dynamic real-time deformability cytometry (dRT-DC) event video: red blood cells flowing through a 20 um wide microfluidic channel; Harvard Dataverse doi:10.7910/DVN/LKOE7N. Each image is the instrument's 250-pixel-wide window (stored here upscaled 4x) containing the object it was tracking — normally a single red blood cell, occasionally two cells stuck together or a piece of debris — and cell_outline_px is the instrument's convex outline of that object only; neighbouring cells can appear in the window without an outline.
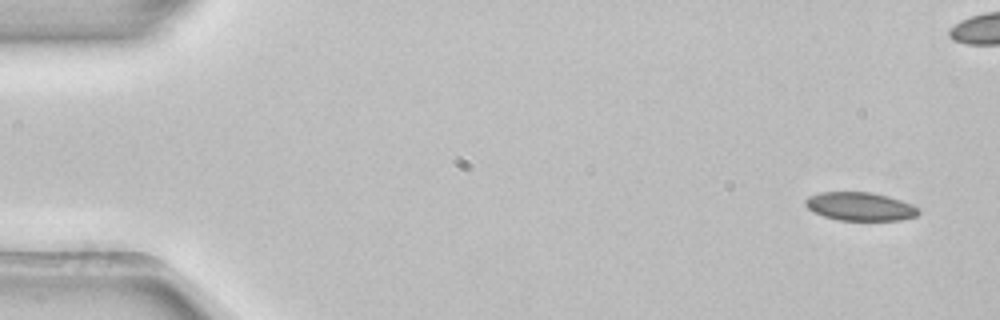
{"species": "common noctule bat (a hibernating species)", "species_latin": "Nyctalus noctula", "temperature_condition": "room temperature", "stored_images_in_passage": 5, "camera_frame_rate_fps": 3000, "um_per_image_px": 0.085, "animal": {"sex": "female", "body_mass_g": 22.7, "forearm_length_mm": 54.2}, "frame": {"image": 1, "passage_image": 1, "time_ms": 0.0, "image_size_px": [1000, 320], "cell_outline_px": [[920, 212], [916, 216], [900, 220], [836, 220], [812, 212], [804, 204], [804, 200], [808, 196], [820, 192], [872, 192], [888, 196], [912, 204], [920, 208]], "centroid_in_image_um": [73.09, 17.55], "position_along_channel_um": 11.9, "area_um2": 18.9}}
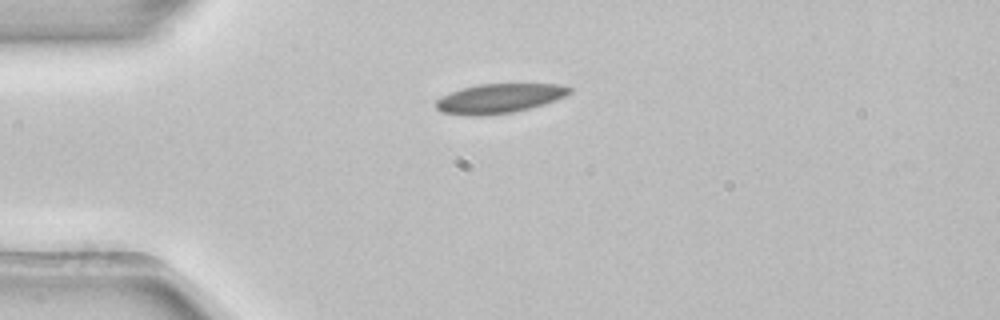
{"frame": {"image": 2, "passage_image": 5, "time_ms": 1.333, "image_size_px": [1000, 320], "cell_outline_px": [[572, 92], [564, 96], [544, 104], [512, 112], [484, 116], [468, 116], [440, 112], [436, 108], [436, 100], [452, 92], [476, 84], [560, 84], [572, 88]], "centroid_in_image_um": [42.43, 8.37], "position_along_channel_um": 42.6, "area_um2": 22.77}}